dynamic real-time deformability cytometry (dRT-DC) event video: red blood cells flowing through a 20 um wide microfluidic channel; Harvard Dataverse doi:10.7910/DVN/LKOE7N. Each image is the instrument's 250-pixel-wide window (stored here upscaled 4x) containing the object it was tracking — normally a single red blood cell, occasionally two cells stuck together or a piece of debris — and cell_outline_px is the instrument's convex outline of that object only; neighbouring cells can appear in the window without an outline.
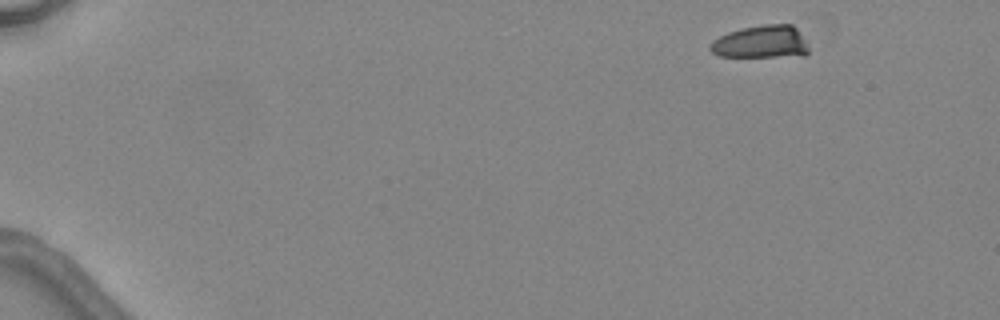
{"species": "common noctule bat (a hibernating species)", "species_latin": "Nyctalus noctula", "temperature_condition": "warm", "stored_images_in_passage": 6, "camera_frame_rate_fps": 3000, "um_per_image_px": 0.085, "animal": {"sex": "female", "body_mass_g": 24.6, "forearm_length_mm": 56.2}, "frame": {"image": 1, "passage_image": 1, "time_ms": 0.0, "image_size_px": [1000, 320], "cell_outline_px": [[808, 52], [804, 56], [720, 56], [712, 52], [708, 48], [712, 40], [728, 32], [740, 28], [764, 24], [792, 24], [796, 28], [804, 40], [808, 48]], "centroid_in_image_um": [64.67, 3.56], "position_along_channel_um": 20.3, "area_um2": 18.73}}
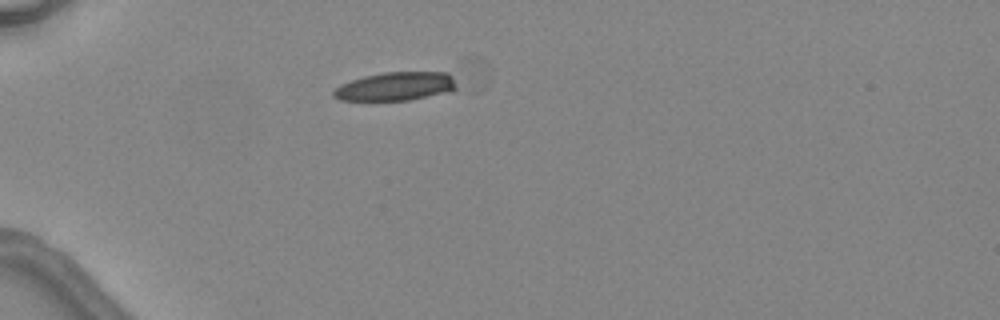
{"frame": {"image": 2, "passage_image": 4, "time_ms": 3.333, "image_size_px": [1000, 320], "cell_outline_px": [[456, 88], [452, 92], [408, 100], [340, 100], [332, 96], [332, 92], [340, 84], [364, 76], [384, 72], [448, 72], [452, 76]], "centroid_in_image_um": [33.64, 7.34], "position_along_channel_um": 51.4, "area_um2": 20.46}}